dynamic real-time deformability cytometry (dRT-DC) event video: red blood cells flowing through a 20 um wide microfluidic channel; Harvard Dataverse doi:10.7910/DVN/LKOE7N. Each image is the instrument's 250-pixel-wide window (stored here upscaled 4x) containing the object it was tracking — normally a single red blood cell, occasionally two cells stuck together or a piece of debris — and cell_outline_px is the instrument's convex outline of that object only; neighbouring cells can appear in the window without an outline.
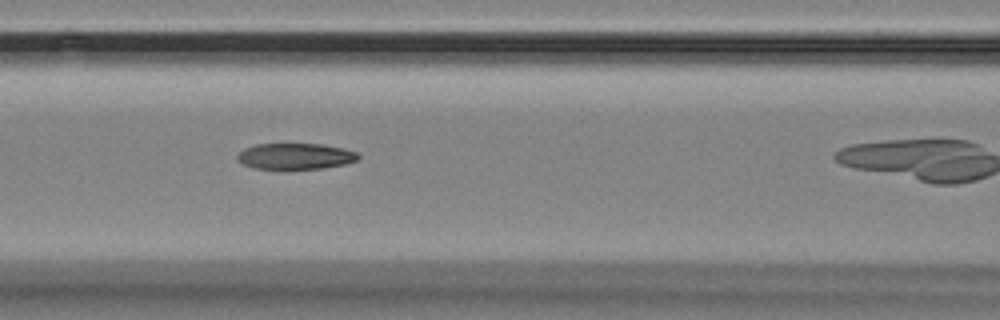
{"species": "Egyptian fruit bat (a non-hibernating species)", "species_latin": "Rousettus aegyptiacus", "temperature_condition": "room temperature", "stored_images_in_passage": 10, "camera_frame_rate_fps": 3000, "um_per_image_px": 0.085, "animal": {"sex": "female"}, "frame": {"image": 1, "passage_image": 4, "time_ms": 3.333, "image_size_px": [1000, 320], "cell_outline_px": [[360, 156], [356, 160], [344, 164], [324, 168], [252, 168], [244, 164], [236, 156], [244, 148], [256, 144], [320, 144], [344, 148], [356, 152]], "centroid_in_image_um": [25.12, 13.27], "position_along_channel_um": 141.5, "area_um2": 18.03}}